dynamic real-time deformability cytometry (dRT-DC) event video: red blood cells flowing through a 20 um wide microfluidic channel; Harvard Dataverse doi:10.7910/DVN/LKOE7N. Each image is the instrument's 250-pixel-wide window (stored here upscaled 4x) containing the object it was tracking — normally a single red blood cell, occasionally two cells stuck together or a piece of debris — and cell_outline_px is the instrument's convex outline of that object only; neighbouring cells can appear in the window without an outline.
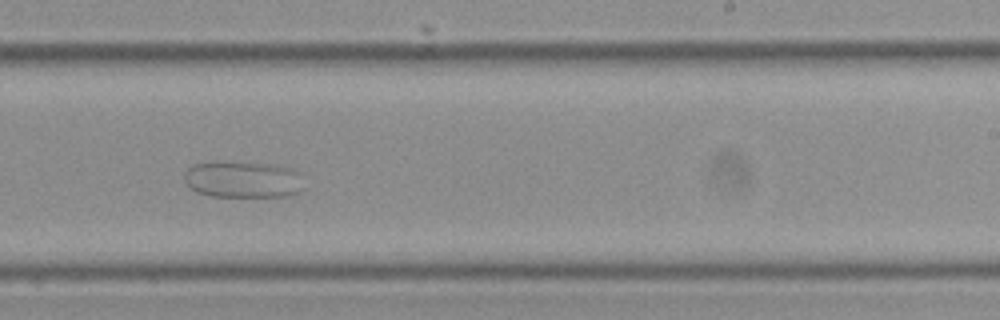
{"species": "Egyptian fruit bat (a non-hibernating species)", "species_latin": "Rousettus aegyptiacus", "temperature_condition": "cold", "stored_images_in_passage": 36, "camera_frame_rate_fps": 3000, "um_per_image_px": 0.085, "frame": {"image": 1, "passage_image": 20, "time_ms": 6.333, "image_size_px": [1000, 320], "cell_outline_px": [[300, 192], [292, 196], [208, 196], [196, 192], [184, 180], [184, 176], [188, 168], [192, 164], [212, 160], [220, 160], [272, 164], [292, 168], [296, 172]], "centroid_in_image_um": [20.54, 15.23], "position_along_channel_um": 268.5, "area_um2": 25.66}}